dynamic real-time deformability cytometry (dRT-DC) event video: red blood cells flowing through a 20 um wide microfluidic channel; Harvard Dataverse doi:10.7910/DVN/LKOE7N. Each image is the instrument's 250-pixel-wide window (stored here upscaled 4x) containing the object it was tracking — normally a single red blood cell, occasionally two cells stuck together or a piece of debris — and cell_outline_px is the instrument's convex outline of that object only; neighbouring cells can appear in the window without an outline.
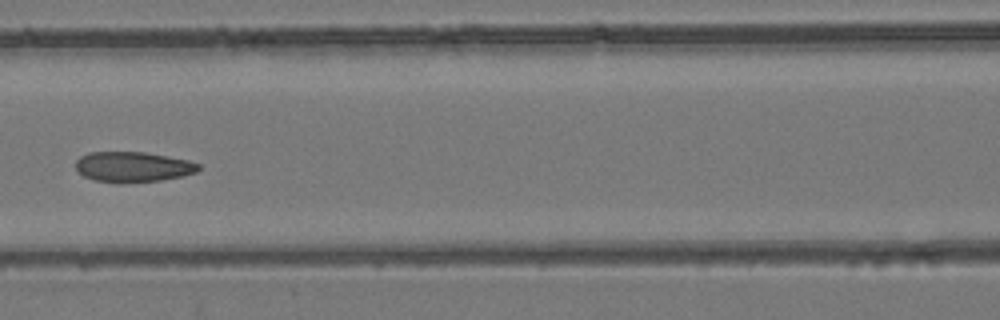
{"species": "common noctule bat (a hibernating species)", "species_latin": "Nyctalus noctula", "temperature_condition": "room temperature", "stored_images_in_passage": 5, "camera_frame_rate_fps": 3000, "um_per_image_px": 0.085, "animal": {"sex": "female", "body_mass_g": 24.6, "forearm_length_mm": 56.2}, "frame": {"image": 1, "passage_image": 5, "time_ms": 6.333, "image_size_px": [1000, 320], "cell_outline_px": [[200, 168], [196, 172], [184, 176], [160, 180], [120, 184], [96, 180], [84, 176], [76, 168], [76, 160], [80, 156], [88, 152], [144, 152], [168, 156], [188, 160], [200, 164]], "centroid_in_image_um": [11.31, 14.19], "position_along_channel_um": 155.3, "area_um2": 21.85}}